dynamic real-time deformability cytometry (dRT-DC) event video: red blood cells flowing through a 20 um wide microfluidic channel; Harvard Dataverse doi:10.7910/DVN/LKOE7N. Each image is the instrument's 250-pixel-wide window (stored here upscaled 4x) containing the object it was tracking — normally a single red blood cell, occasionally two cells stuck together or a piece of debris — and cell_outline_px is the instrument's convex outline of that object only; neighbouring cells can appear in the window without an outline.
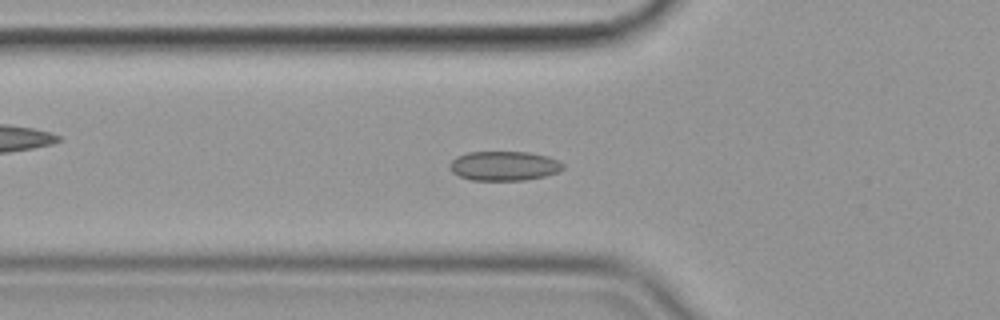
{"species": "common noctule bat (a hibernating species)", "species_latin": "Nyctalus noctula", "temperature_condition": "cold", "stored_images_in_passage": 58, "segment_of_instrument_passage": [1, 2], "camera_frame_rate_fps": 3000, "um_per_image_px": 0.085, "animal": {"sex": "female", "body_mass_g": 19.9}, "frame": {"image": 1, "passage_image": 20, "time_ms": 6.333, "image_size_px": [1000, 320], "cell_outline_px": [[564, 168], [556, 172], [544, 176], [524, 180], [472, 180], [460, 176], [452, 172], [448, 164], [456, 156], [468, 152], [528, 152], [548, 156], [564, 164]], "centroid_in_image_um": [42.82, 14.09], "position_along_channel_um": 83.0, "area_um2": 19.36}}
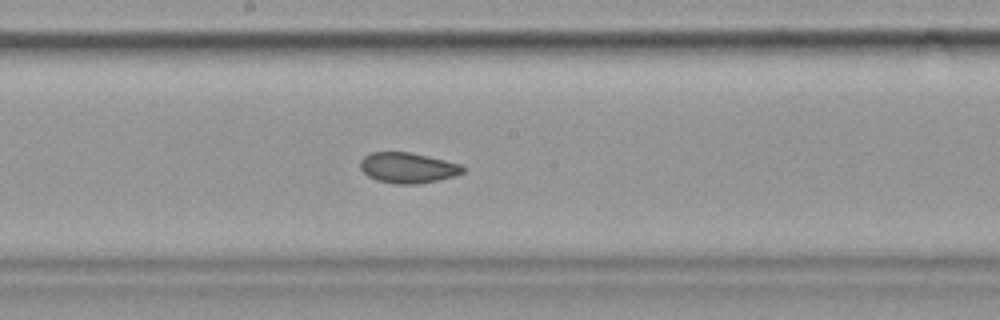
{"frame": {"image": 2, "passage_image": 31, "time_ms": 10.0, "image_size_px": [1000, 320], "cell_outline_px": [[468, 168], [464, 172], [452, 176], [436, 180], [416, 184], [396, 184], [376, 180], [368, 176], [360, 168], [360, 160], [364, 156], [372, 152], [412, 152], [460, 164]], "centroid_in_image_um": [34.65, 14.25], "position_along_channel_um": 213.5, "area_um2": 18.21}}
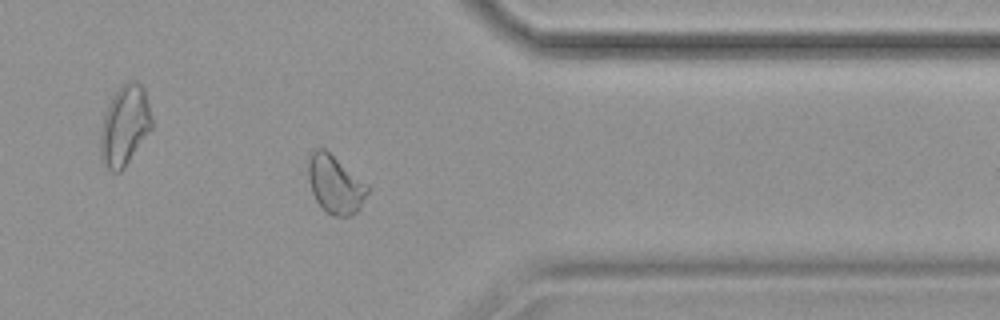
{"frame": {"image": 3, "passage_image": 46, "time_ms": 15.0, "image_size_px": [1000, 320], "cell_outline_px": [[368, 192], [360, 208], [352, 216], [332, 216], [316, 200], [312, 192], [308, 180], [308, 152], [316, 148], [324, 148], [368, 184]], "centroid_in_image_um": [28.48, 15.65], "position_along_channel_um": 382.9, "area_um2": 20.11}}